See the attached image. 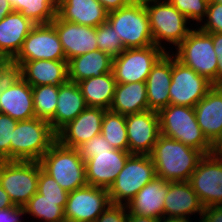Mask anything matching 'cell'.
<instances>
[{
	"label": "cell",
	"mask_w": 222,
	"mask_h": 222,
	"mask_svg": "<svg viewBox=\"0 0 222 222\" xmlns=\"http://www.w3.org/2000/svg\"><path fill=\"white\" fill-rule=\"evenodd\" d=\"M150 157L155 165L157 177L176 182L189 181L204 154L160 134Z\"/></svg>",
	"instance_id": "1"
},
{
	"label": "cell",
	"mask_w": 222,
	"mask_h": 222,
	"mask_svg": "<svg viewBox=\"0 0 222 222\" xmlns=\"http://www.w3.org/2000/svg\"><path fill=\"white\" fill-rule=\"evenodd\" d=\"M144 5L149 17L153 43L165 52L171 51L165 49L168 47L164 44H171L176 48L193 29L192 24L191 28L189 27L190 21L168 0H144Z\"/></svg>",
	"instance_id": "2"
},
{
	"label": "cell",
	"mask_w": 222,
	"mask_h": 222,
	"mask_svg": "<svg viewBox=\"0 0 222 222\" xmlns=\"http://www.w3.org/2000/svg\"><path fill=\"white\" fill-rule=\"evenodd\" d=\"M160 134L183 144L212 154V144L197 123L194 107L169 104L158 111Z\"/></svg>",
	"instance_id": "3"
},
{
	"label": "cell",
	"mask_w": 222,
	"mask_h": 222,
	"mask_svg": "<svg viewBox=\"0 0 222 222\" xmlns=\"http://www.w3.org/2000/svg\"><path fill=\"white\" fill-rule=\"evenodd\" d=\"M56 141L50 123L39 118L18 121L10 140V160L40 161Z\"/></svg>",
	"instance_id": "4"
},
{
	"label": "cell",
	"mask_w": 222,
	"mask_h": 222,
	"mask_svg": "<svg viewBox=\"0 0 222 222\" xmlns=\"http://www.w3.org/2000/svg\"><path fill=\"white\" fill-rule=\"evenodd\" d=\"M39 162L42 169L67 192L87 185L85 161L78 149L63 146L56 140Z\"/></svg>",
	"instance_id": "5"
},
{
	"label": "cell",
	"mask_w": 222,
	"mask_h": 222,
	"mask_svg": "<svg viewBox=\"0 0 222 222\" xmlns=\"http://www.w3.org/2000/svg\"><path fill=\"white\" fill-rule=\"evenodd\" d=\"M107 21L125 49L154 45L144 1L133 0L125 7L108 12Z\"/></svg>",
	"instance_id": "6"
},
{
	"label": "cell",
	"mask_w": 222,
	"mask_h": 222,
	"mask_svg": "<svg viewBox=\"0 0 222 222\" xmlns=\"http://www.w3.org/2000/svg\"><path fill=\"white\" fill-rule=\"evenodd\" d=\"M174 50L176 53L172 50V54L177 60L217 86L219 62L209 33L194 27Z\"/></svg>",
	"instance_id": "7"
},
{
	"label": "cell",
	"mask_w": 222,
	"mask_h": 222,
	"mask_svg": "<svg viewBox=\"0 0 222 222\" xmlns=\"http://www.w3.org/2000/svg\"><path fill=\"white\" fill-rule=\"evenodd\" d=\"M156 176V168L150 155L131 154L108 189L110 202L127 205Z\"/></svg>",
	"instance_id": "8"
},
{
	"label": "cell",
	"mask_w": 222,
	"mask_h": 222,
	"mask_svg": "<svg viewBox=\"0 0 222 222\" xmlns=\"http://www.w3.org/2000/svg\"><path fill=\"white\" fill-rule=\"evenodd\" d=\"M39 161H0V184L15 206H24L38 191Z\"/></svg>",
	"instance_id": "9"
},
{
	"label": "cell",
	"mask_w": 222,
	"mask_h": 222,
	"mask_svg": "<svg viewBox=\"0 0 222 222\" xmlns=\"http://www.w3.org/2000/svg\"><path fill=\"white\" fill-rule=\"evenodd\" d=\"M164 53L156 45L125 49L112 61V72L117 84L146 82L153 65Z\"/></svg>",
	"instance_id": "10"
},
{
	"label": "cell",
	"mask_w": 222,
	"mask_h": 222,
	"mask_svg": "<svg viewBox=\"0 0 222 222\" xmlns=\"http://www.w3.org/2000/svg\"><path fill=\"white\" fill-rule=\"evenodd\" d=\"M213 87L206 77L185 66L172 54L170 104L194 107Z\"/></svg>",
	"instance_id": "11"
},
{
	"label": "cell",
	"mask_w": 222,
	"mask_h": 222,
	"mask_svg": "<svg viewBox=\"0 0 222 222\" xmlns=\"http://www.w3.org/2000/svg\"><path fill=\"white\" fill-rule=\"evenodd\" d=\"M108 189L86 185L69 192L64 208L70 222H95L110 204Z\"/></svg>",
	"instance_id": "12"
},
{
	"label": "cell",
	"mask_w": 222,
	"mask_h": 222,
	"mask_svg": "<svg viewBox=\"0 0 222 222\" xmlns=\"http://www.w3.org/2000/svg\"><path fill=\"white\" fill-rule=\"evenodd\" d=\"M189 182L204 207L222 205V157L204 155Z\"/></svg>",
	"instance_id": "13"
},
{
	"label": "cell",
	"mask_w": 222,
	"mask_h": 222,
	"mask_svg": "<svg viewBox=\"0 0 222 222\" xmlns=\"http://www.w3.org/2000/svg\"><path fill=\"white\" fill-rule=\"evenodd\" d=\"M66 60L65 53L55 27L37 24L23 41L17 56L12 61Z\"/></svg>",
	"instance_id": "14"
},
{
	"label": "cell",
	"mask_w": 222,
	"mask_h": 222,
	"mask_svg": "<svg viewBox=\"0 0 222 222\" xmlns=\"http://www.w3.org/2000/svg\"><path fill=\"white\" fill-rule=\"evenodd\" d=\"M129 152L150 155L160 135L158 112L146 110L126 115Z\"/></svg>",
	"instance_id": "15"
},
{
	"label": "cell",
	"mask_w": 222,
	"mask_h": 222,
	"mask_svg": "<svg viewBox=\"0 0 222 222\" xmlns=\"http://www.w3.org/2000/svg\"><path fill=\"white\" fill-rule=\"evenodd\" d=\"M105 111L99 107H87L56 133V140L63 146L77 149L101 133Z\"/></svg>",
	"instance_id": "16"
},
{
	"label": "cell",
	"mask_w": 222,
	"mask_h": 222,
	"mask_svg": "<svg viewBox=\"0 0 222 222\" xmlns=\"http://www.w3.org/2000/svg\"><path fill=\"white\" fill-rule=\"evenodd\" d=\"M130 155L128 151L115 148L109 152L94 153L85 161L87 185L109 189Z\"/></svg>",
	"instance_id": "17"
},
{
	"label": "cell",
	"mask_w": 222,
	"mask_h": 222,
	"mask_svg": "<svg viewBox=\"0 0 222 222\" xmlns=\"http://www.w3.org/2000/svg\"><path fill=\"white\" fill-rule=\"evenodd\" d=\"M51 24L55 27L62 44L66 61L98 50L96 28L71 23L56 16Z\"/></svg>",
	"instance_id": "18"
},
{
	"label": "cell",
	"mask_w": 222,
	"mask_h": 222,
	"mask_svg": "<svg viewBox=\"0 0 222 222\" xmlns=\"http://www.w3.org/2000/svg\"><path fill=\"white\" fill-rule=\"evenodd\" d=\"M204 208L189 181L169 182L164 201V218L189 219L191 215L197 214L201 220Z\"/></svg>",
	"instance_id": "19"
},
{
	"label": "cell",
	"mask_w": 222,
	"mask_h": 222,
	"mask_svg": "<svg viewBox=\"0 0 222 222\" xmlns=\"http://www.w3.org/2000/svg\"><path fill=\"white\" fill-rule=\"evenodd\" d=\"M35 25L30 19L16 11L2 18L0 21V60L12 61Z\"/></svg>",
	"instance_id": "20"
},
{
	"label": "cell",
	"mask_w": 222,
	"mask_h": 222,
	"mask_svg": "<svg viewBox=\"0 0 222 222\" xmlns=\"http://www.w3.org/2000/svg\"><path fill=\"white\" fill-rule=\"evenodd\" d=\"M172 54L165 52L153 65L146 79L148 110L159 111L170 104Z\"/></svg>",
	"instance_id": "21"
},
{
	"label": "cell",
	"mask_w": 222,
	"mask_h": 222,
	"mask_svg": "<svg viewBox=\"0 0 222 222\" xmlns=\"http://www.w3.org/2000/svg\"><path fill=\"white\" fill-rule=\"evenodd\" d=\"M21 66V77L31 86L61 85L69 80L66 60L13 61Z\"/></svg>",
	"instance_id": "22"
},
{
	"label": "cell",
	"mask_w": 222,
	"mask_h": 222,
	"mask_svg": "<svg viewBox=\"0 0 222 222\" xmlns=\"http://www.w3.org/2000/svg\"><path fill=\"white\" fill-rule=\"evenodd\" d=\"M194 109L200 129L213 145L222 134V86H213Z\"/></svg>",
	"instance_id": "23"
},
{
	"label": "cell",
	"mask_w": 222,
	"mask_h": 222,
	"mask_svg": "<svg viewBox=\"0 0 222 222\" xmlns=\"http://www.w3.org/2000/svg\"><path fill=\"white\" fill-rule=\"evenodd\" d=\"M169 189V181L155 177L146 184L126 205L134 215L164 218V201Z\"/></svg>",
	"instance_id": "24"
},
{
	"label": "cell",
	"mask_w": 222,
	"mask_h": 222,
	"mask_svg": "<svg viewBox=\"0 0 222 222\" xmlns=\"http://www.w3.org/2000/svg\"><path fill=\"white\" fill-rule=\"evenodd\" d=\"M57 16L71 23L96 28L107 21L108 11L97 0H57Z\"/></svg>",
	"instance_id": "25"
},
{
	"label": "cell",
	"mask_w": 222,
	"mask_h": 222,
	"mask_svg": "<svg viewBox=\"0 0 222 222\" xmlns=\"http://www.w3.org/2000/svg\"><path fill=\"white\" fill-rule=\"evenodd\" d=\"M0 113L17 121L35 118L32 87L22 77L2 92Z\"/></svg>",
	"instance_id": "26"
},
{
	"label": "cell",
	"mask_w": 222,
	"mask_h": 222,
	"mask_svg": "<svg viewBox=\"0 0 222 222\" xmlns=\"http://www.w3.org/2000/svg\"><path fill=\"white\" fill-rule=\"evenodd\" d=\"M87 107L77 83L68 80L59 85L55 115L49 122L52 130L57 133L67 123L73 121Z\"/></svg>",
	"instance_id": "27"
},
{
	"label": "cell",
	"mask_w": 222,
	"mask_h": 222,
	"mask_svg": "<svg viewBox=\"0 0 222 222\" xmlns=\"http://www.w3.org/2000/svg\"><path fill=\"white\" fill-rule=\"evenodd\" d=\"M112 61L113 58L99 49L74 57L67 61L69 81L78 83L91 77L110 73Z\"/></svg>",
	"instance_id": "28"
},
{
	"label": "cell",
	"mask_w": 222,
	"mask_h": 222,
	"mask_svg": "<svg viewBox=\"0 0 222 222\" xmlns=\"http://www.w3.org/2000/svg\"><path fill=\"white\" fill-rule=\"evenodd\" d=\"M109 110L122 115L148 110L146 82L117 84Z\"/></svg>",
	"instance_id": "29"
},
{
	"label": "cell",
	"mask_w": 222,
	"mask_h": 222,
	"mask_svg": "<svg viewBox=\"0 0 222 222\" xmlns=\"http://www.w3.org/2000/svg\"><path fill=\"white\" fill-rule=\"evenodd\" d=\"M88 107L109 110L117 82L113 72L91 77L77 83Z\"/></svg>",
	"instance_id": "30"
},
{
	"label": "cell",
	"mask_w": 222,
	"mask_h": 222,
	"mask_svg": "<svg viewBox=\"0 0 222 222\" xmlns=\"http://www.w3.org/2000/svg\"><path fill=\"white\" fill-rule=\"evenodd\" d=\"M66 203L67 200L44 199L43 195L36 192L23 207L26 214L40 222H59L65 219Z\"/></svg>",
	"instance_id": "31"
},
{
	"label": "cell",
	"mask_w": 222,
	"mask_h": 222,
	"mask_svg": "<svg viewBox=\"0 0 222 222\" xmlns=\"http://www.w3.org/2000/svg\"><path fill=\"white\" fill-rule=\"evenodd\" d=\"M13 10L34 24H50L57 16V0H9Z\"/></svg>",
	"instance_id": "32"
},
{
	"label": "cell",
	"mask_w": 222,
	"mask_h": 222,
	"mask_svg": "<svg viewBox=\"0 0 222 222\" xmlns=\"http://www.w3.org/2000/svg\"><path fill=\"white\" fill-rule=\"evenodd\" d=\"M101 134L115 149L129 152L126 115L106 110L102 119Z\"/></svg>",
	"instance_id": "33"
},
{
	"label": "cell",
	"mask_w": 222,
	"mask_h": 222,
	"mask_svg": "<svg viewBox=\"0 0 222 222\" xmlns=\"http://www.w3.org/2000/svg\"><path fill=\"white\" fill-rule=\"evenodd\" d=\"M35 118L50 122L55 115L59 86L44 85L32 87Z\"/></svg>",
	"instance_id": "34"
},
{
	"label": "cell",
	"mask_w": 222,
	"mask_h": 222,
	"mask_svg": "<svg viewBox=\"0 0 222 222\" xmlns=\"http://www.w3.org/2000/svg\"><path fill=\"white\" fill-rule=\"evenodd\" d=\"M96 38L98 49L111 58L118 57L125 50L122 41L108 21L96 27Z\"/></svg>",
	"instance_id": "35"
},
{
	"label": "cell",
	"mask_w": 222,
	"mask_h": 222,
	"mask_svg": "<svg viewBox=\"0 0 222 222\" xmlns=\"http://www.w3.org/2000/svg\"><path fill=\"white\" fill-rule=\"evenodd\" d=\"M190 22L196 21V26L203 21L208 10L210 0H168Z\"/></svg>",
	"instance_id": "36"
},
{
	"label": "cell",
	"mask_w": 222,
	"mask_h": 222,
	"mask_svg": "<svg viewBox=\"0 0 222 222\" xmlns=\"http://www.w3.org/2000/svg\"><path fill=\"white\" fill-rule=\"evenodd\" d=\"M38 193L44 196V199L67 200L68 194L48 173H46L39 162Z\"/></svg>",
	"instance_id": "37"
},
{
	"label": "cell",
	"mask_w": 222,
	"mask_h": 222,
	"mask_svg": "<svg viewBox=\"0 0 222 222\" xmlns=\"http://www.w3.org/2000/svg\"><path fill=\"white\" fill-rule=\"evenodd\" d=\"M18 121L0 113V161L10 160V140Z\"/></svg>",
	"instance_id": "38"
},
{
	"label": "cell",
	"mask_w": 222,
	"mask_h": 222,
	"mask_svg": "<svg viewBox=\"0 0 222 222\" xmlns=\"http://www.w3.org/2000/svg\"><path fill=\"white\" fill-rule=\"evenodd\" d=\"M204 21H201L200 30L206 33H222V3L210 0Z\"/></svg>",
	"instance_id": "39"
},
{
	"label": "cell",
	"mask_w": 222,
	"mask_h": 222,
	"mask_svg": "<svg viewBox=\"0 0 222 222\" xmlns=\"http://www.w3.org/2000/svg\"><path fill=\"white\" fill-rule=\"evenodd\" d=\"M21 78V66L13 61L0 60V96Z\"/></svg>",
	"instance_id": "40"
},
{
	"label": "cell",
	"mask_w": 222,
	"mask_h": 222,
	"mask_svg": "<svg viewBox=\"0 0 222 222\" xmlns=\"http://www.w3.org/2000/svg\"><path fill=\"white\" fill-rule=\"evenodd\" d=\"M80 157L86 161L94 156V153L109 152L114 147L102 136L98 134L77 148Z\"/></svg>",
	"instance_id": "41"
},
{
	"label": "cell",
	"mask_w": 222,
	"mask_h": 222,
	"mask_svg": "<svg viewBox=\"0 0 222 222\" xmlns=\"http://www.w3.org/2000/svg\"><path fill=\"white\" fill-rule=\"evenodd\" d=\"M128 208L126 205L112 204L102 212L95 222H127Z\"/></svg>",
	"instance_id": "42"
},
{
	"label": "cell",
	"mask_w": 222,
	"mask_h": 222,
	"mask_svg": "<svg viewBox=\"0 0 222 222\" xmlns=\"http://www.w3.org/2000/svg\"><path fill=\"white\" fill-rule=\"evenodd\" d=\"M22 215L26 216L23 206H13L6 209H0V222H23L21 219Z\"/></svg>",
	"instance_id": "43"
},
{
	"label": "cell",
	"mask_w": 222,
	"mask_h": 222,
	"mask_svg": "<svg viewBox=\"0 0 222 222\" xmlns=\"http://www.w3.org/2000/svg\"><path fill=\"white\" fill-rule=\"evenodd\" d=\"M212 36L214 50L218 58L217 86H222V33H209Z\"/></svg>",
	"instance_id": "44"
},
{
	"label": "cell",
	"mask_w": 222,
	"mask_h": 222,
	"mask_svg": "<svg viewBox=\"0 0 222 222\" xmlns=\"http://www.w3.org/2000/svg\"><path fill=\"white\" fill-rule=\"evenodd\" d=\"M201 222H222V205L205 207Z\"/></svg>",
	"instance_id": "45"
},
{
	"label": "cell",
	"mask_w": 222,
	"mask_h": 222,
	"mask_svg": "<svg viewBox=\"0 0 222 222\" xmlns=\"http://www.w3.org/2000/svg\"><path fill=\"white\" fill-rule=\"evenodd\" d=\"M108 11H114L129 5L133 0H97Z\"/></svg>",
	"instance_id": "46"
},
{
	"label": "cell",
	"mask_w": 222,
	"mask_h": 222,
	"mask_svg": "<svg viewBox=\"0 0 222 222\" xmlns=\"http://www.w3.org/2000/svg\"><path fill=\"white\" fill-rule=\"evenodd\" d=\"M13 206L15 205L0 184V209H6Z\"/></svg>",
	"instance_id": "47"
},
{
	"label": "cell",
	"mask_w": 222,
	"mask_h": 222,
	"mask_svg": "<svg viewBox=\"0 0 222 222\" xmlns=\"http://www.w3.org/2000/svg\"><path fill=\"white\" fill-rule=\"evenodd\" d=\"M160 220L159 218L134 215L128 212L127 222H160Z\"/></svg>",
	"instance_id": "48"
},
{
	"label": "cell",
	"mask_w": 222,
	"mask_h": 222,
	"mask_svg": "<svg viewBox=\"0 0 222 222\" xmlns=\"http://www.w3.org/2000/svg\"><path fill=\"white\" fill-rule=\"evenodd\" d=\"M13 11V7L9 0H0V21Z\"/></svg>",
	"instance_id": "49"
},
{
	"label": "cell",
	"mask_w": 222,
	"mask_h": 222,
	"mask_svg": "<svg viewBox=\"0 0 222 222\" xmlns=\"http://www.w3.org/2000/svg\"><path fill=\"white\" fill-rule=\"evenodd\" d=\"M212 154L222 157V134L217 141L212 145Z\"/></svg>",
	"instance_id": "50"
},
{
	"label": "cell",
	"mask_w": 222,
	"mask_h": 222,
	"mask_svg": "<svg viewBox=\"0 0 222 222\" xmlns=\"http://www.w3.org/2000/svg\"><path fill=\"white\" fill-rule=\"evenodd\" d=\"M160 222H193L190 218H161ZM197 222V221H195ZM198 222L201 220L198 219Z\"/></svg>",
	"instance_id": "51"
},
{
	"label": "cell",
	"mask_w": 222,
	"mask_h": 222,
	"mask_svg": "<svg viewBox=\"0 0 222 222\" xmlns=\"http://www.w3.org/2000/svg\"><path fill=\"white\" fill-rule=\"evenodd\" d=\"M212 1L222 3V0H212Z\"/></svg>",
	"instance_id": "52"
},
{
	"label": "cell",
	"mask_w": 222,
	"mask_h": 222,
	"mask_svg": "<svg viewBox=\"0 0 222 222\" xmlns=\"http://www.w3.org/2000/svg\"><path fill=\"white\" fill-rule=\"evenodd\" d=\"M59 222H70V221H69V220L64 219V220L59 221Z\"/></svg>",
	"instance_id": "53"
}]
</instances>
